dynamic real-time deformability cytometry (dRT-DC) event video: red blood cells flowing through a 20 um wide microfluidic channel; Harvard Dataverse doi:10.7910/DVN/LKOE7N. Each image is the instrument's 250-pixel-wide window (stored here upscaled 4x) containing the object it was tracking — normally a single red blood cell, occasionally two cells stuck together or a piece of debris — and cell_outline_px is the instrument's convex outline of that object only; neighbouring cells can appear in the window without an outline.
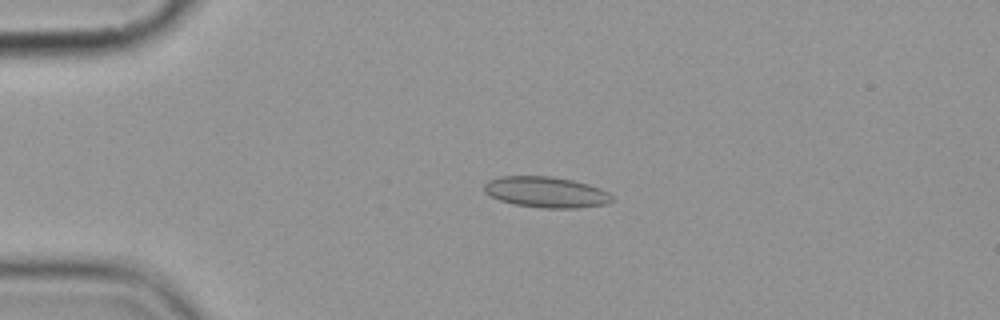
{"species": "common noctule bat (a hibernating species)", "species_latin": "Nyctalus noctula", "temperature_condition": "cold", "stored_images_in_passage": 4, "camera_frame_rate_fps": 3000, "um_per_image_px": 0.085, "animal": {"sex": "female", "body_mass_g": 19.9}, "frame": {"image": 1, "passage_image": 3, "time_ms": 3.0, "image_size_px": [1000, 320], "cell_outline_px": [[616, 200], [608, 204], [580, 208], [544, 208], [516, 204], [500, 200], [484, 192], [484, 184], [488, 180], [500, 176], [552, 176], [572, 180], [588, 184], [600, 188], [608, 192]], "centroid_in_image_um": [46.46, 16.33], "position_along_channel_um": 38.5, "area_um2": 23.12}}